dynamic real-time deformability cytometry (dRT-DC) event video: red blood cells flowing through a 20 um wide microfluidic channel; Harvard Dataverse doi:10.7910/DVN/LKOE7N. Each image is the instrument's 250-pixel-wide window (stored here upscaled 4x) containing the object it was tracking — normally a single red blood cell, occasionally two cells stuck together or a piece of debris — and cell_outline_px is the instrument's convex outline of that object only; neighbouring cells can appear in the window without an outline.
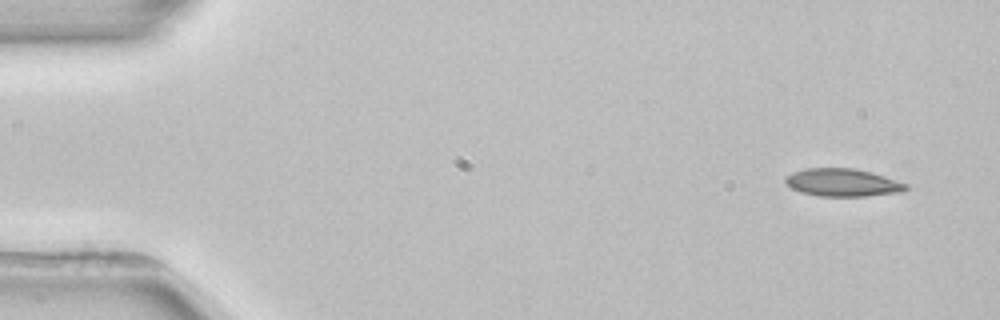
{"species": "common noctule bat (a hibernating species)", "species_latin": "Nyctalus noctula", "temperature_condition": "room temperature", "stored_images_in_passage": 4, "camera_frame_rate_fps": 3000, "um_per_image_px": 0.085, "animal": {"sex": "female", "body_mass_g": 22.7, "forearm_length_mm": 54.2}, "frame": {"image": 1, "passage_image": 1, "time_ms": 0.0, "image_size_px": [1000, 320], "cell_outline_px": [[908, 188], [904, 192], [864, 196], [820, 196], [800, 192], [792, 188], [784, 180], [784, 176], [792, 172], [804, 168], [852, 168], [872, 172], [908, 184]], "centroid_in_image_um": [71.62, 15.51], "position_along_channel_um": 13.4, "area_um2": 19.59}}
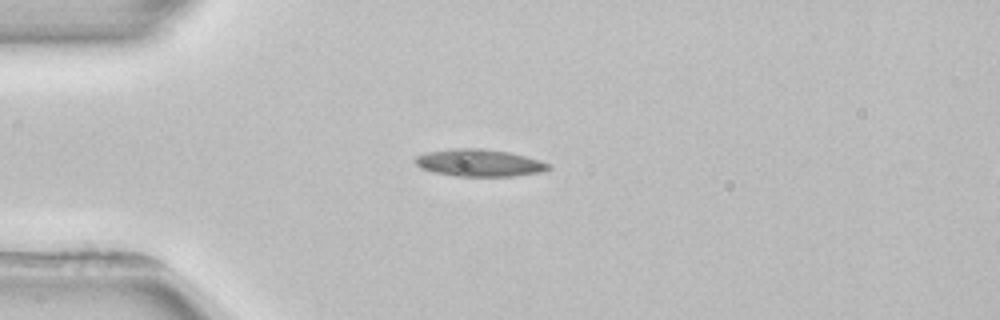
{"frame": {"image": 2, "passage_image": 3, "time_ms": 3.333, "image_size_px": [1000, 320], "cell_outline_px": [[552, 168], [540, 172], [512, 176], [456, 176], [436, 172], [420, 168], [416, 164], [416, 156], [428, 152], [452, 148], [480, 148], [508, 152], [524, 156], [552, 164]], "centroid_in_image_um": [40.75, 13.84], "position_along_channel_um": 44.2, "area_um2": 20.92}}
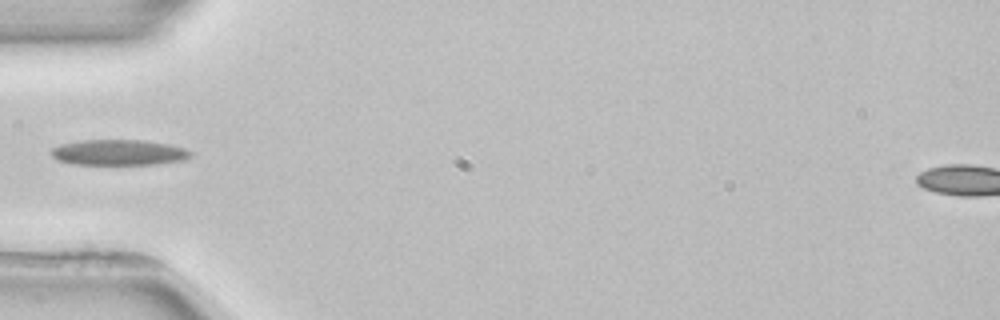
{"frame": {"image": 3, "passage_image": 4, "time_ms": 4.667, "image_size_px": [1000, 320], "cell_outline_px": [[192, 156], [184, 160], [156, 164], [72, 164], [56, 160], [48, 152], [52, 148], [60, 144], [80, 140], [144, 140], [168, 144], [184, 148], [192, 152]], "centroid_in_image_um": [10.06, 12.95], "position_along_channel_um": 74.9, "area_um2": 20.98}}